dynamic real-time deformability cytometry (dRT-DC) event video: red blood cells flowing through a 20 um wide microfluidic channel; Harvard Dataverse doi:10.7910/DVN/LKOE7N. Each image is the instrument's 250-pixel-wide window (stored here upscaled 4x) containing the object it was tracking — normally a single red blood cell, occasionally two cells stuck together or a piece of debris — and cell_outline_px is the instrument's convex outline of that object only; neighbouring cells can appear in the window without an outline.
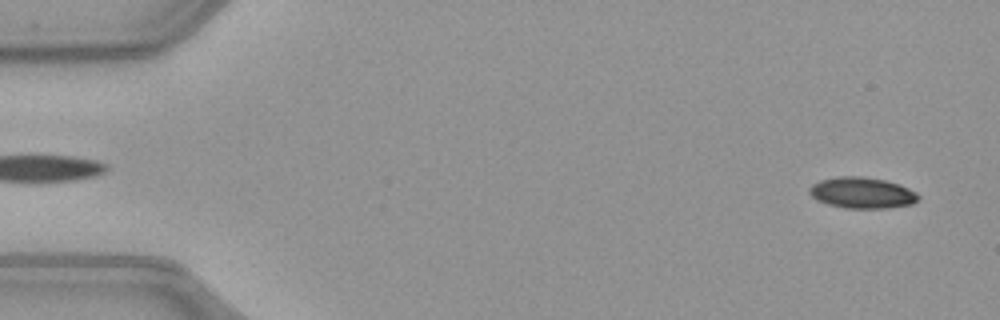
{"species": "common noctule bat (a hibernating species)", "species_latin": "Nyctalus noctula", "temperature_condition": "warm", "stored_images_in_passage": 12, "camera_frame_rate_fps": 3000, "um_per_image_px": 0.085, "animal": {"sex": "female", "body_mass_g": 21.9}, "frame": {"image": 1, "passage_image": 2, "time_ms": 0.333, "image_size_px": [1000, 320], "cell_outline_px": [[920, 196], [912, 204], [888, 208], [848, 208], [828, 204], [816, 200], [808, 192], [808, 188], [812, 184], [820, 180], [836, 176], [864, 176], [884, 180], [900, 184], [916, 192]], "centroid_in_image_um": [73.25, 16.38], "position_along_channel_um": 11.7, "area_um2": 19.83}}